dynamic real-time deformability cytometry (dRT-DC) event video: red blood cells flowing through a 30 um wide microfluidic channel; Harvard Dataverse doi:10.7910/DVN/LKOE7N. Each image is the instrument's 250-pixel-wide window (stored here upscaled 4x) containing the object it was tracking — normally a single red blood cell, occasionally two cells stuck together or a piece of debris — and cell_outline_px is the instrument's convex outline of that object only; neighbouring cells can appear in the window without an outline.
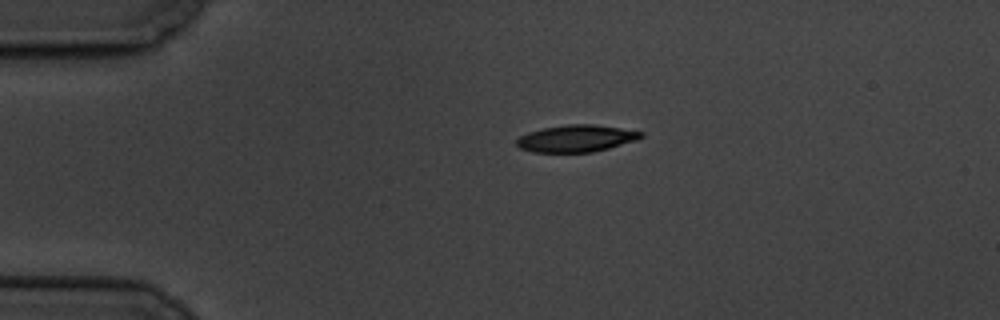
{"species": "common noctule bat (a hibernating species)", "species_latin": "Nyctalus noctula", "temperature_condition": "cold", "stored_images_in_passage": 3, "camera_frame_rate_fps": 3000, "um_per_image_px": 0.085, "animal": {"sex": "male", "body_mass_g": 19.5, "forearm_length_mm": 54.6}, "frame": {"image": 1, "passage_image": 1, "time_ms": 0.0, "image_size_px": [1000, 320], "cell_outline_px": [[644, 136], [636, 140], [608, 148], [592, 152], [532, 152], [520, 148], [516, 144], [516, 140], [520, 136], [528, 132], [544, 128], [568, 124], [592, 124], [620, 128], [644, 132]], "centroid_in_image_um": [48.97, 11.77], "position_along_channel_um": 36.0, "area_um2": 19.42}}
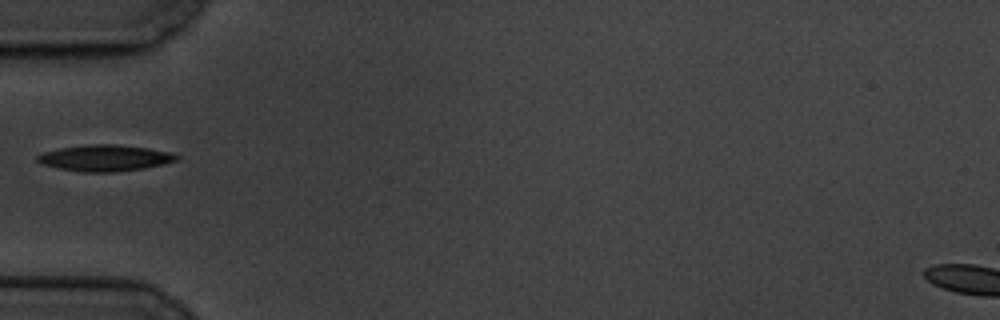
{"frame": {"image": 2, "passage_image": 3, "time_ms": 2.333, "image_size_px": [1000, 320], "cell_outline_px": [[180, 156], [176, 160], [164, 164], [144, 168], [116, 172], [80, 172], [40, 164], [36, 160], [36, 156], [44, 152], [60, 148], [88, 144], [116, 144], [148, 148], [172, 152]], "centroid_in_image_um": [8.92, 13.43], "position_along_channel_um": 76.1, "area_um2": 21.39}}